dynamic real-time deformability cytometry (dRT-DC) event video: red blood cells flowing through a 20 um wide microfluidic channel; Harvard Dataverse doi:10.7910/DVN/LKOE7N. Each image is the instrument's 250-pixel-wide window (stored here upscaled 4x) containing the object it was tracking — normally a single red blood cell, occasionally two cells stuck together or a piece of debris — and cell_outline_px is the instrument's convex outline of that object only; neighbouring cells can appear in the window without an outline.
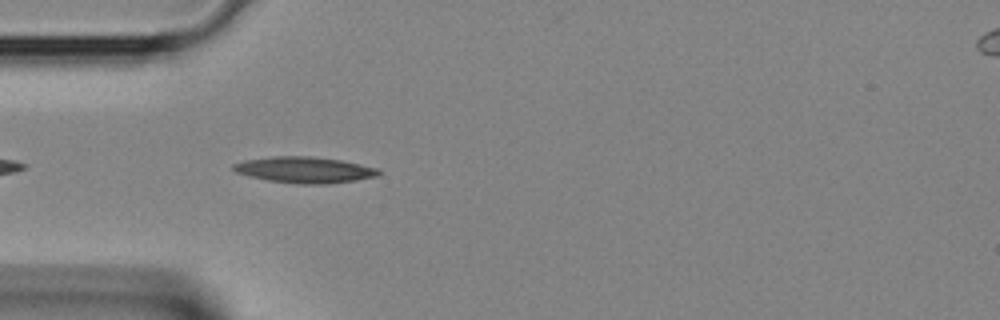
{"species": "Egyptian fruit bat (a non-hibernating species)", "species_latin": "Rousettus aegyptiacus", "temperature_condition": "room temperature", "stored_images_in_passage": 30, "camera_frame_rate_fps": 3000, "um_per_image_px": 0.085, "animal": {"sex": "female"}, "frame": {"image": 1, "passage_image": 2, "time_ms": 0.333, "image_size_px": [1000, 320], "cell_outline_px": [[380, 176], [356, 180], [328, 184], [300, 184], [268, 180], [248, 176], [236, 172], [232, 168], [232, 164], [244, 160], [272, 156], [312, 156], [340, 160], [380, 168]], "centroid_in_image_um": [25.9, 14.43], "position_along_channel_um": 59.1, "area_um2": 22.25}}
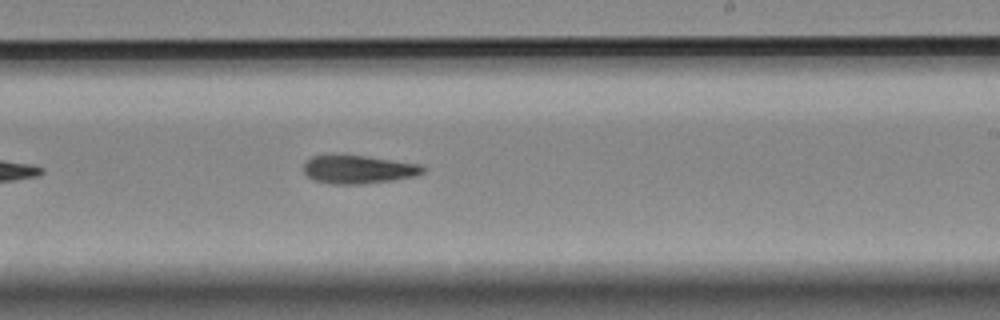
{"frame": {"image": 2, "passage_image": 14, "time_ms": 4.333, "image_size_px": [1000, 320], "cell_outline_px": [[424, 172], [416, 176], [392, 180], [360, 184], [332, 184], [316, 180], [308, 176], [304, 172], [304, 160], [312, 156], [332, 152], [364, 156], [420, 164], [424, 168]], "centroid_in_image_um": [30.39, 14.36], "position_along_channel_um": 258.6, "area_um2": 20.06}}
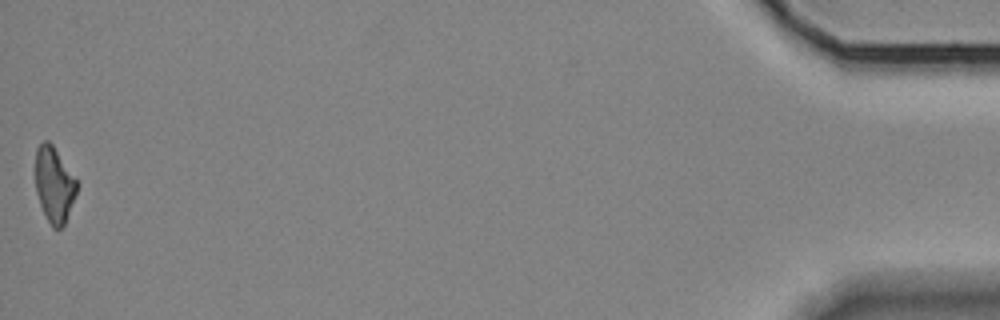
{"frame": {"image": 3, "passage_image": 30, "time_ms": 9.667, "image_size_px": [1000, 320], "cell_outline_px": [[76, 192], [64, 224], [60, 228], [52, 228], [40, 204], [36, 192], [36, 148], [44, 140], [48, 140], [52, 144], [76, 180]], "centroid_in_image_um": [4.58, 15.68], "position_along_channel_um": 430.6, "area_um2": 17.63}}